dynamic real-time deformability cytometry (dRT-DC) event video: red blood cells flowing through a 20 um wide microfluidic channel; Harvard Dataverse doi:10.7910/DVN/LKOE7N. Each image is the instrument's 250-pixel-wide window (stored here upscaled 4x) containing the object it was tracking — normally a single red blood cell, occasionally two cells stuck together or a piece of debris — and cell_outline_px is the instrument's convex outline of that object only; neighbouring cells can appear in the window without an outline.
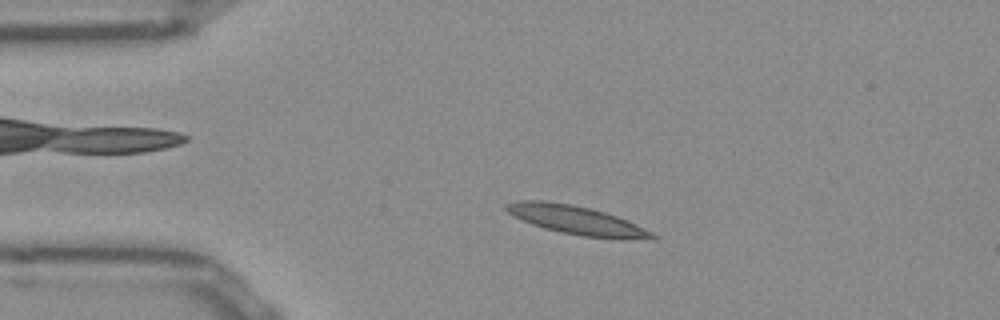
{"species": "Egyptian fruit bat (a non-hibernating species)", "species_latin": "Rousettus aegyptiacus", "temperature_condition": "room temperature", "stored_images_in_passage": 50, "camera_frame_rate_fps": 3000, "um_per_image_px": 0.085, "frame": {"image": 1, "passage_image": 9, "time_ms": 2.667, "image_size_px": [1000, 320], "cell_outline_px": [[660, 236], [584, 236], [560, 232], [544, 228], [532, 224], [508, 212], [504, 208], [504, 204], [520, 200], [544, 200], [572, 204], [592, 208], [628, 220]], "centroid_in_image_um": [48.81, 18.63], "position_along_channel_um": 36.2, "area_um2": 23.18}}
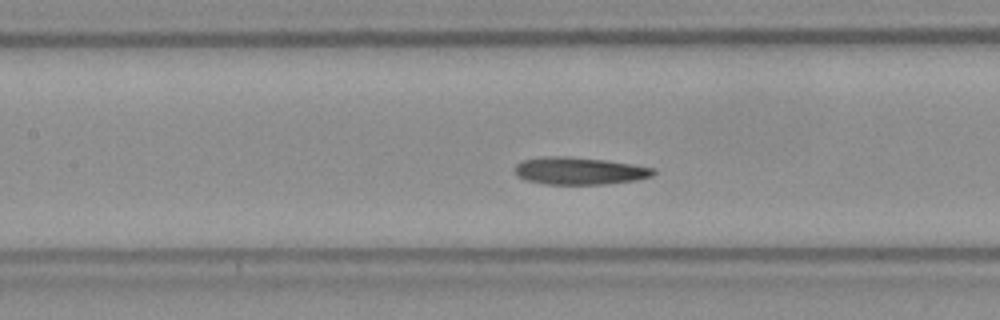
{"frame": {"image": 2, "passage_image": 21, "time_ms": 6.667, "image_size_px": [1000, 320], "cell_outline_px": [[656, 172], [652, 176], [636, 180], [604, 184], [544, 184], [528, 180], [516, 176], [512, 168], [516, 164], [524, 160], [552, 156], [564, 156], [604, 160], [632, 164], [656, 168]], "centroid_in_image_um": [49.25, 14.53], "position_along_channel_um": 158.2, "area_um2": 22.02}}
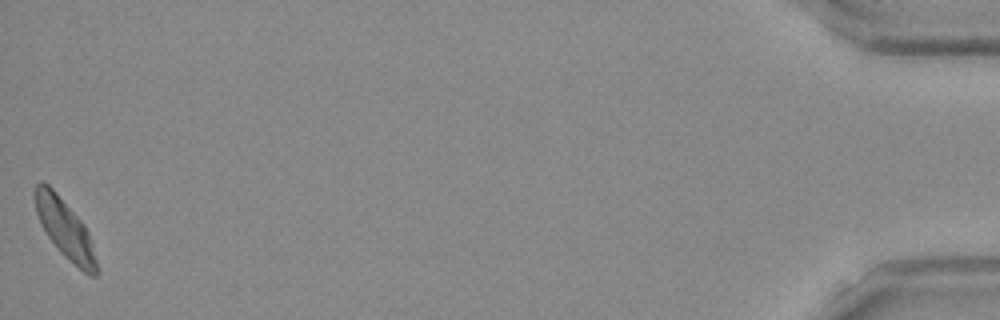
{"frame": {"image": 3, "passage_image": 50, "time_ms": 16.333, "image_size_px": [1000, 320], "cell_outline_px": [[100, 272], [96, 276], [88, 276], [68, 260], [60, 252], [48, 236], [40, 224], [36, 212], [32, 192], [36, 184], [40, 180], [48, 184], [56, 192], [84, 224], [88, 232]], "centroid_in_image_um": [5.51, 19.46], "position_along_channel_um": 429.7, "area_um2": 21.39}, "authors_computed_cell_mechanics": {"area_um2": 21.9351, "velocity_mm_per_s": 3.8606, "shape_relaxation_time_tau1_ms": null, "shape_relaxation_time_tau2_ms": 4.5551, "deformation_change_tau1": null, "deformation_change_tau2": 0.1103}}